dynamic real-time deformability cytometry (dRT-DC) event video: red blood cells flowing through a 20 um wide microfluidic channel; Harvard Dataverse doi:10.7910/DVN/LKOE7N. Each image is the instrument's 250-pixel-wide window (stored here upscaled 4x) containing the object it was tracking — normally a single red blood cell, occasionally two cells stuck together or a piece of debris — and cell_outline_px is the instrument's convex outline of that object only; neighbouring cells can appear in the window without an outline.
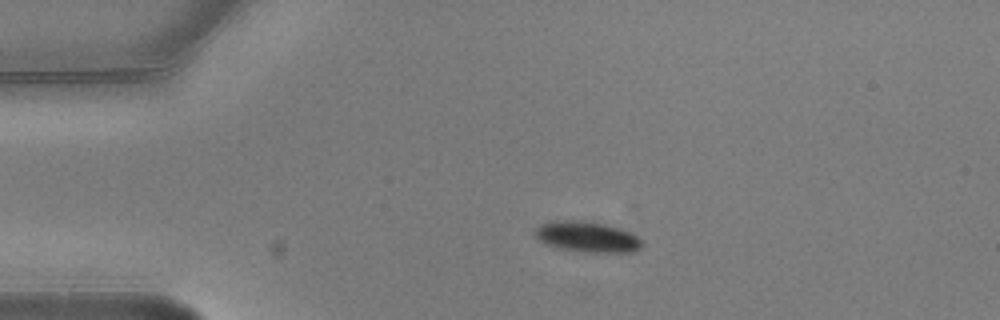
{"species": "common noctule bat (a hibernating species)", "species_latin": "Nyctalus noctula", "temperature_condition": "warm", "stored_images_in_passage": 2, "camera_frame_rate_fps": 3000, "um_per_image_px": 0.085, "animal": {"sex": "male", "body_mass_g": 20.5, "forearm_length_mm": 52.5}, "frame": {"image": 1, "passage_image": 1, "time_ms": 0.0, "image_size_px": [1000, 320], "cell_outline_px": [[640, 248], [632, 252], [584, 252], [556, 248], [544, 244], [532, 232], [540, 224], [556, 220], [584, 220], [604, 224], [620, 228], [632, 232], [640, 240]], "centroid_in_image_um": [49.85, 20.12], "position_along_channel_um": 35.1, "area_um2": 19.25}}